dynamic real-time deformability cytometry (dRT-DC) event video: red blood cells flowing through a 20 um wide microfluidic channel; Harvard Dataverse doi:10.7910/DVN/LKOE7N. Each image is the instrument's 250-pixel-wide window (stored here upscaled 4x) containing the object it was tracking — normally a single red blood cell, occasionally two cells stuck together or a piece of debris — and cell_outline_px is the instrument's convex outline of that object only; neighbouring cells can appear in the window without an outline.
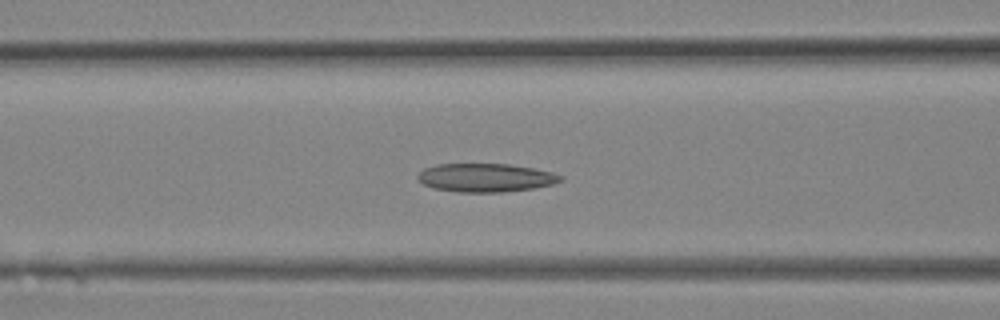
{"species": "Egyptian fruit bat (a non-hibernating species)", "species_latin": "Rousettus aegyptiacus", "temperature_condition": "room temperature", "stored_images_in_passage": 16, "camera_frame_rate_fps": 3000, "um_per_image_px": 0.085, "animal": {"sex": "female"}, "frame": {"image": 1, "passage_image": 12, "time_ms": 3.667, "image_size_px": [1000, 320], "cell_outline_px": [[564, 180], [552, 184], [532, 188], [504, 192], [460, 192], [432, 188], [424, 184], [416, 176], [424, 168], [436, 164], [508, 164], [532, 168], [552, 172], [564, 176]], "centroid_in_image_um": [41.28, 15.1], "position_along_channel_um": 125.3, "area_um2": 23.64}}
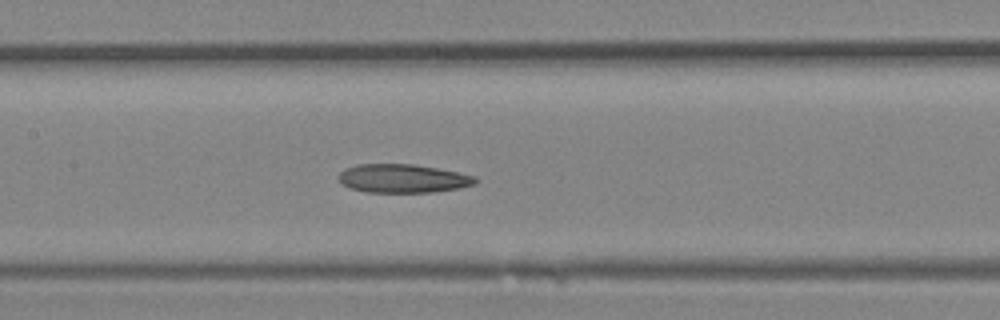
{"frame": {"image": 2, "passage_image": 14, "time_ms": 4.333, "image_size_px": [1000, 320], "cell_outline_px": [[480, 180], [476, 184], [460, 188], [432, 192], [364, 192], [352, 188], [344, 184], [340, 180], [340, 172], [344, 168], [356, 164], [416, 164], [476, 176]], "centroid_in_image_um": [34.29, 15.16], "position_along_channel_um": 173.1, "area_um2": 22.77}}
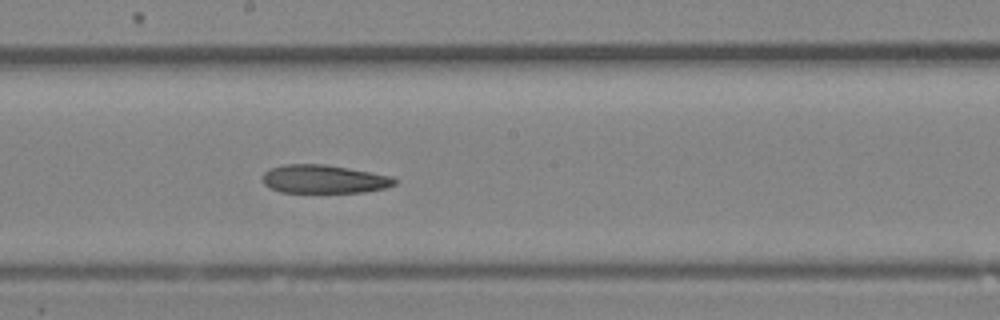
{"frame": {"image": 3, "passage_image": 16, "time_ms": 5.0, "image_size_px": [1000, 320], "cell_outline_px": [[396, 184], [384, 188], [364, 192], [280, 192], [264, 184], [264, 172], [272, 168], [284, 164], [324, 164], [348, 168], [392, 176], [396, 180]], "centroid_in_image_um": [27.55, 15.22], "position_along_channel_um": 220.6, "area_um2": 21.62}}